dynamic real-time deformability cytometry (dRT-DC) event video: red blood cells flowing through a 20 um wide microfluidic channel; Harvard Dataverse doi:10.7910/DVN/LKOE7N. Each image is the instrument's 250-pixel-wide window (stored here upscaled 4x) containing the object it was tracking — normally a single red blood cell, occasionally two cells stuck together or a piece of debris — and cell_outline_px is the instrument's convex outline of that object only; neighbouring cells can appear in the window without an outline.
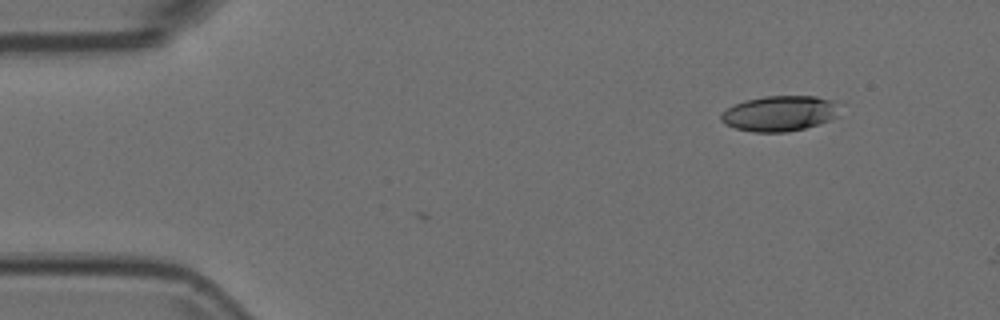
{"species": "Egyptian fruit bat (a non-hibernating species)", "species_latin": "Rousettus aegyptiacus", "temperature_condition": "room temperature", "stored_images_in_passage": 3, "camera_frame_rate_fps": 3000, "um_per_image_px": 0.085, "animal": {"sex": "female"}, "frame": {"image": 1, "passage_image": 1, "time_ms": 0.0, "image_size_px": [1000, 320], "cell_outline_px": [[840, 116], [804, 128], [788, 132], [752, 132], [736, 128], [724, 124], [720, 120], [720, 116], [728, 108], [744, 100], [764, 96], [816, 96], [836, 100]], "centroid_in_image_um": [66.29, 9.63], "position_along_channel_um": 18.7, "area_um2": 24.57}}